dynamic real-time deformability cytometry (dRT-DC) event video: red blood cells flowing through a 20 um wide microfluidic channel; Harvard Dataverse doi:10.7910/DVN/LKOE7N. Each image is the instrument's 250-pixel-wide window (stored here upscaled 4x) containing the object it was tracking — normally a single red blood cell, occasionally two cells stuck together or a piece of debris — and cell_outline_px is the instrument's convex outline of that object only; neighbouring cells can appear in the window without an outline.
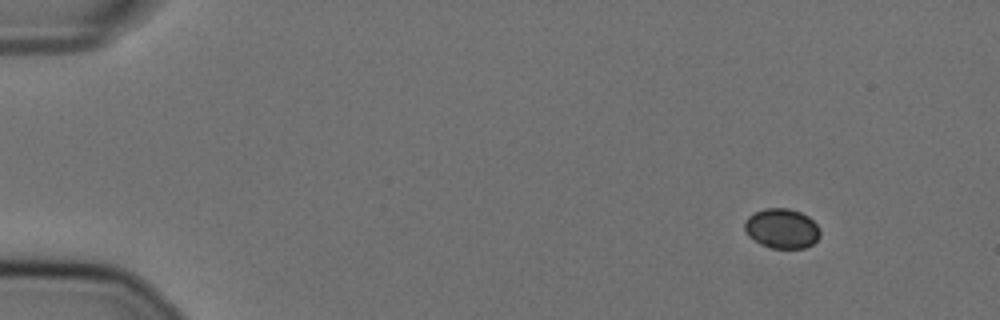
{"species": "Egyptian fruit bat (a non-hibernating species)", "species_latin": "Rousettus aegyptiacus", "temperature_condition": "cold", "stored_images_in_passage": 47, "camera_frame_rate_fps": 3000, "um_per_image_px": 0.085, "animal": {"sex": "female"}, "frame": {"image": 1, "passage_image": 1, "time_ms": 0.0, "image_size_px": [1000, 320], "cell_outline_px": [[820, 236], [812, 244], [804, 248], [772, 248], [760, 244], [752, 240], [748, 236], [744, 228], [744, 220], [748, 216], [764, 208], [788, 208], [800, 212], [808, 216], [820, 228]], "centroid_in_image_um": [66.43, 19.42], "position_along_channel_um": 18.6, "area_um2": 17.63}}
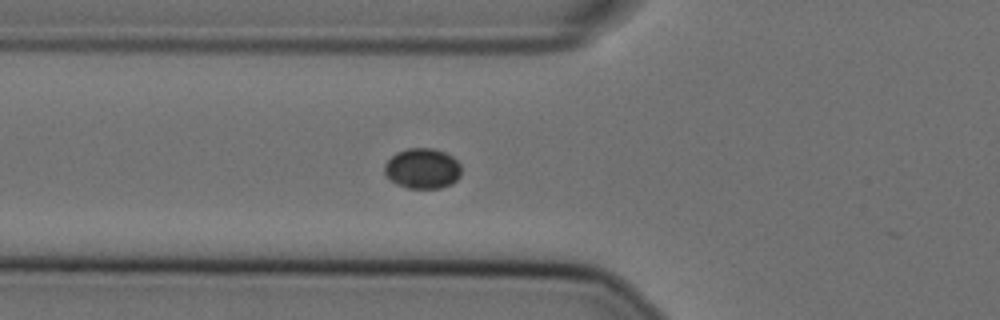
{"frame": {"image": 2, "passage_image": 16, "time_ms": 5.0, "image_size_px": [1000, 320], "cell_outline_px": [[460, 176], [452, 184], [440, 188], [408, 188], [396, 184], [384, 172], [384, 164], [396, 152], [408, 148], [432, 148], [444, 152], [452, 156], [460, 164]], "centroid_in_image_um": [35.91, 14.32], "position_along_channel_um": 89.9, "area_um2": 18.03}}
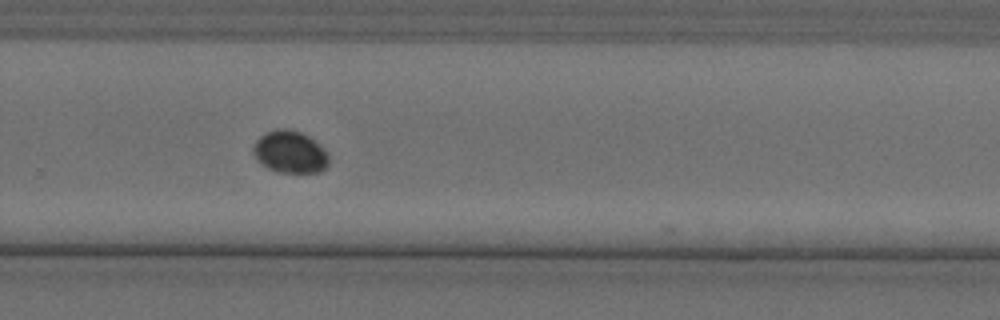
{"frame": {"image": 3, "passage_image": 34, "time_ms": 11.0, "image_size_px": [1000, 320], "cell_outline_px": [[328, 164], [320, 172], [276, 172], [260, 164], [252, 152], [252, 148], [256, 140], [264, 132], [276, 128], [288, 128], [300, 132], [308, 136], [324, 148], [328, 152]], "centroid_in_image_um": [24.62, 12.9], "position_along_channel_um": 305.2, "area_um2": 18.79}}